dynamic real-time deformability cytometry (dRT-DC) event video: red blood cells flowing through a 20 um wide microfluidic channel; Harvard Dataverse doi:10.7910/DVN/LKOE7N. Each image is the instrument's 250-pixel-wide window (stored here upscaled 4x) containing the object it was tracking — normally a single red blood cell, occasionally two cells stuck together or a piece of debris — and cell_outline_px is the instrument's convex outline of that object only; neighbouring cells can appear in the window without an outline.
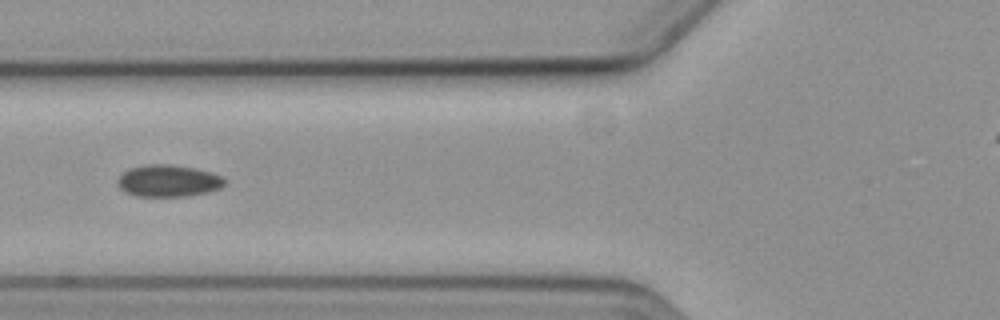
{"species": "common noctule bat (a hibernating species)", "species_latin": "Nyctalus noctula", "temperature_condition": "cold", "stored_images_in_passage": 4, "camera_frame_rate_fps": 3000, "um_per_image_px": 0.085, "animal": {"sex": "female", "body_mass_g": 19.3, "forearm_length_mm": 54.1}, "frame": {"image": 1, "passage_image": 4, "time_ms": 3.667, "image_size_px": [1000, 320], "cell_outline_px": [[224, 184], [220, 188], [208, 192], [184, 196], [136, 196], [124, 192], [116, 184], [116, 180], [128, 168], [148, 164], [172, 164], [196, 168], [212, 172], [220, 176], [224, 180]], "centroid_in_image_um": [14.27, 15.36], "position_along_channel_um": 111.5, "area_um2": 20.0}}